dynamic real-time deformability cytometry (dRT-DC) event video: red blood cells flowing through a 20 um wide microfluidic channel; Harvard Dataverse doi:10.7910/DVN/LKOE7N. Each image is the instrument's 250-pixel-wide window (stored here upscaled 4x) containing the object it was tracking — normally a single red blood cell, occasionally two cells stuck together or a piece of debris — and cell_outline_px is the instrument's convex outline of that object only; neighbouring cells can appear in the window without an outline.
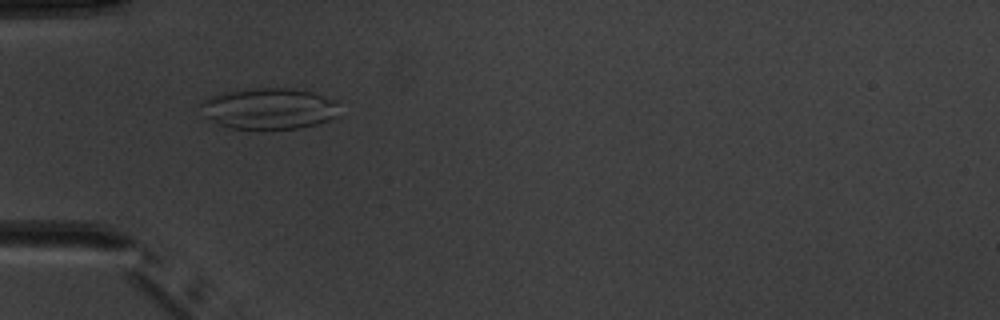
{"species": "common noctule bat (a hibernating species)", "species_latin": "Nyctalus noctula", "temperature_condition": "warm", "stored_images_in_passage": 3, "camera_frame_rate_fps": 3000, "um_per_image_px": 0.085, "animal": {"sex": "male", "body_mass_g": 20.1, "forearm_length_mm": 53.5}, "frame": {"image": 1, "passage_image": 1, "time_ms": 0.0, "image_size_px": [1000, 320], "cell_outline_px": [[340, 116], [316, 124], [300, 128], [228, 128], [220, 124], [208, 116], [200, 104], [200, 100], [224, 92], [260, 88], [292, 88], [312, 92], [336, 100]], "centroid_in_image_um": [22.94, 9.22], "position_along_channel_um": 62.1, "area_um2": 32.83}}
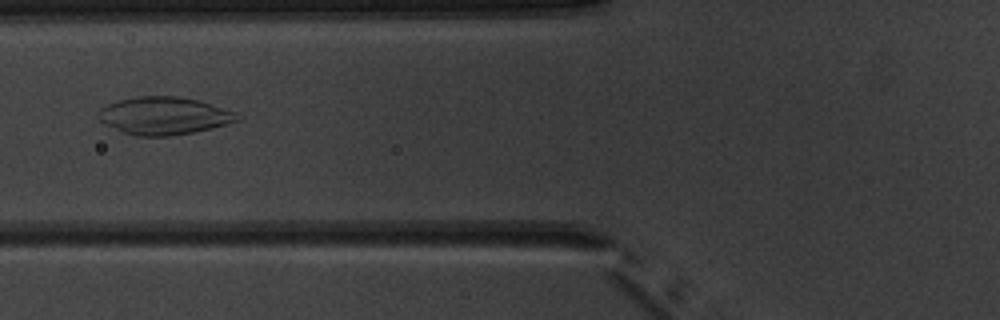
{"frame": {"image": 2, "passage_image": 2, "time_ms": 1.333, "image_size_px": [1000, 320], "cell_outline_px": [[240, 120], [212, 128], [192, 132], [168, 136], [136, 136], [124, 132], [104, 124], [96, 116], [100, 108], [108, 104], [120, 100], [136, 96], [176, 96], [196, 100], [240, 112]], "centroid_in_image_um": [13.95, 9.84], "position_along_channel_um": 111.8, "area_um2": 30.46}}